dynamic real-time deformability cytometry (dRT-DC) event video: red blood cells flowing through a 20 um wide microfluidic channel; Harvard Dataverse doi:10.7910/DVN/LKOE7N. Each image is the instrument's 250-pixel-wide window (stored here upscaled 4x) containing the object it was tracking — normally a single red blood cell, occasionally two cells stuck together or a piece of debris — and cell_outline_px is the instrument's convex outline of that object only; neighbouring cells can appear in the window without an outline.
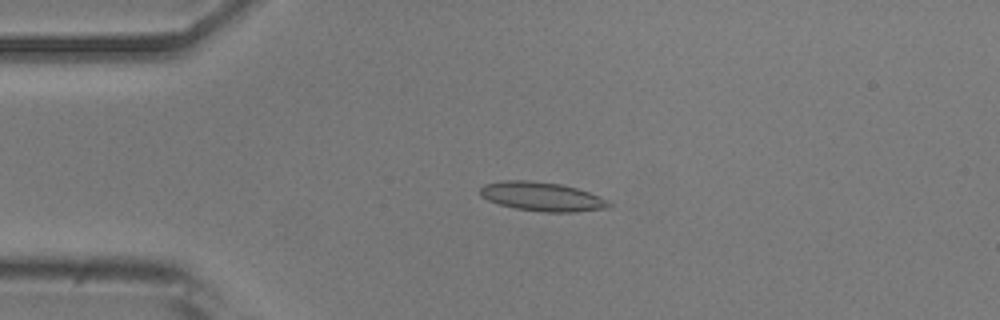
{"species": "common noctule bat (a hibernating species)", "species_latin": "Nyctalus noctula", "temperature_condition": "room temperature", "stored_images_in_passage": 52, "camera_frame_rate_fps": 3000, "um_per_image_px": 0.085, "animal": {"sex": "male", "body_mass_g": 20.5, "forearm_length_mm": 52.5}, "frame": {"image": 1, "passage_image": 12, "time_ms": 3.667, "image_size_px": [1000, 320], "cell_outline_px": [[612, 208], [572, 212], [544, 212], [516, 208], [500, 204], [488, 200], [480, 196], [480, 188], [484, 184], [504, 180], [528, 180], [560, 184], [576, 188], [588, 192], [608, 200], [612, 204]], "centroid_in_image_um": [46.08, 16.71], "position_along_channel_um": 38.9, "area_um2": 21.73}}
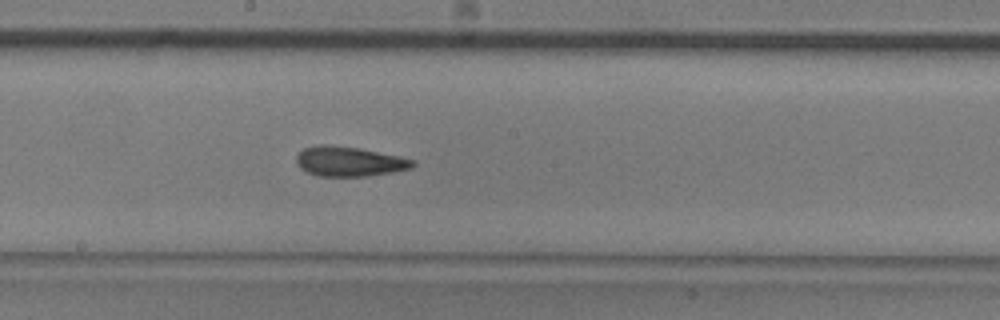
{"frame": {"image": 2, "passage_image": 28, "time_ms": 9.0, "image_size_px": [1000, 320], "cell_outline_px": [[416, 164], [412, 168], [392, 172], [368, 176], [320, 176], [308, 172], [300, 168], [296, 164], [296, 156], [304, 148], [320, 144], [324, 144], [360, 148], [416, 160]], "centroid_in_image_um": [29.69, 13.72], "position_along_channel_um": 218.5, "area_um2": 20.17}}
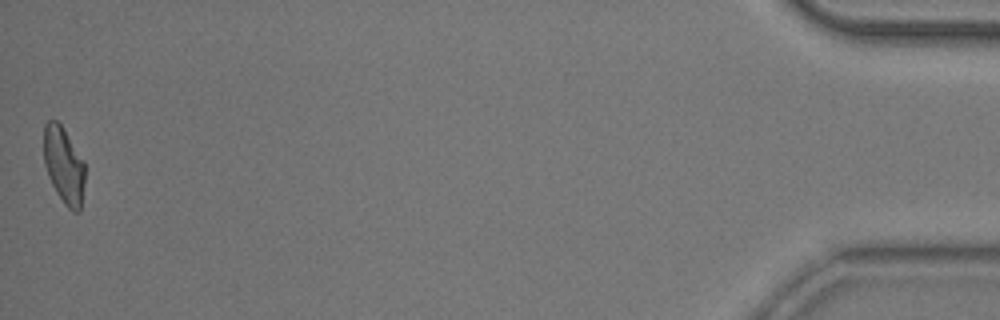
{"frame": {"image": 3, "passage_image": 52, "time_ms": 17.0, "image_size_px": [1000, 320], "cell_outline_px": [[84, 184], [80, 212], [72, 212], [64, 204], [56, 192], [48, 176], [44, 164], [44, 124], [48, 120], [56, 120], [60, 124], [84, 160]], "centroid_in_image_um": [5.42, 14.07], "position_along_channel_um": 429.8, "area_um2": 18.38}, "authors_computed_cell_mechanics": {"area_um2": 19.9121, "velocity_mm_per_s": 3.8553, "shape_relaxation_time_tau1_ms": null, "shape_relaxation_time_tau2_ms": 3.483, "deformation_change_tau1": null, "deformation_change_tau2": 0.1108}}